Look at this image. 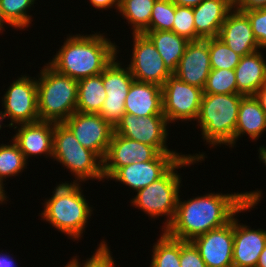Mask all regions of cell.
Masks as SVG:
<instances>
[{"label": "cell", "instance_id": "1", "mask_svg": "<svg viewBox=\"0 0 266 267\" xmlns=\"http://www.w3.org/2000/svg\"><path fill=\"white\" fill-rule=\"evenodd\" d=\"M178 196L173 221L164 230L169 236L192 241L212 229L229 223L236 214L251 210L261 202L262 191L243 193H207L182 200Z\"/></svg>", "mask_w": 266, "mask_h": 267}, {"label": "cell", "instance_id": "2", "mask_svg": "<svg viewBox=\"0 0 266 267\" xmlns=\"http://www.w3.org/2000/svg\"><path fill=\"white\" fill-rule=\"evenodd\" d=\"M104 33L67 36L48 64L74 80L98 75L116 58L118 46Z\"/></svg>", "mask_w": 266, "mask_h": 267}, {"label": "cell", "instance_id": "3", "mask_svg": "<svg viewBox=\"0 0 266 267\" xmlns=\"http://www.w3.org/2000/svg\"><path fill=\"white\" fill-rule=\"evenodd\" d=\"M81 183L57 184L53 195L43 204L41 217L59 232L73 240H78L85 232L88 220L92 216V205L83 195Z\"/></svg>", "mask_w": 266, "mask_h": 267}, {"label": "cell", "instance_id": "4", "mask_svg": "<svg viewBox=\"0 0 266 267\" xmlns=\"http://www.w3.org/2000/svg\"><path fill=\"white\" fill-rule=\"evenodd\" d=\"M204 153L188 154L180 158L161 178L154 181L150 185L137 191V195L132 198L131 205L138 207L142 212L146 213L151 219L166 216L167 220L163 223L162 231H164L173 221L176 213L177 200L180 191L181 176L177 174V170L181 167L201 163L205 159Z\"/></svg>", "mask_w": 266, "mask_h": 267}, {"label": "cell", "instance_id": "5", "mask_svg": "<svg viewBox=\"0 0 266 267\" xmlns=\"http://www.w3.org/2000/svg\"><path fill=\"white\" fill-rule=\"evenodd\" d=\"M241 94H203L196 119L203 141L211 147H234Z\"/></svg>", "mask_w": 266, "mask_h": 267}, {"label": "cell", "instance_id": "6", "mask_svg": "<svg viewBox=\"0 0 266 267\" xmlns=\"http://www.w3.org/2000/svg\"><path fill=\"white\" fill-rule=\"evenodd\" d=\"M37 78L39 120L63 123L76 112L78 81L58 72L48 63Z\"/></svg>", "mask_w": 266, "mask_h": 267}, {"label": "cell", "instance_id": "7", "mask_svg": "<svg viewBox=\"0 0 266 267\" xmlns=\"http://www.w3.org/2000/svg\"><path fill=\"white\" fill-rule=\"evenodd\" d=\"M52 159L70 170L75 176L73 183L104 180L103 160L84 148L63 123L54 124Z\"/></svg>", "mask_w": 266, "mask_h": 267}, {"label": "cell", "instance_id": "8", "mask_svg": "<svg viewBox=\"0 0 266 267\" xmlns=\"http://www.w3.org/2000/svg\"><path fill=\"white\" fill-rule=\"evenodd\" d=\"M20 76L2 97L4 111H0V130L6 117L10 119L7 127L39 121L36 78L26 74Z\"/></svg>", "mask_w": 266, "mask_h": 267}, {"label": "cell", "instance_id": "9", "mask_svg": "<svg viewBox=\"0 0 266 267\" xmlns=\"http://www.w3.org/2000/svg\"><path fill=\"white\" fill-rule=\"evenodd\" d=\"M203 89L183 82L171 75L162 86L163 114L168 123L177 120L196 121L201 105Z\"/></svg>", "mask_w": 266, "mask_h": 267}, {"label": "cell", "instance_id": "10", "mask_svg": "<svg viewBox=\"0 0 266 267\" xmlns=\"http://www.w3.org/2000/svg\"><path fill=\"white\" fill-rule=\"evenodd\" d=\"M117 57L104 69L103 84L106 99L98 113L113 128L125 112V98L135 80L128 67L123 68Z\"/></svg>", "mask_w": 266, "mask_h": 267}, {"label": "cell", "instance_id": "11", "mask_svg": "<svg viewBox=\"0 0 266 267\" xmlns=\"http://www.w3.org/2000/svg\"><path fill=\"white\" fill-rule=\"evenodd\" d=\"M168 121L165 115L137 117L129 113L122 116L114 132L126 138L155 147L160 153H178L166 146Z\"/></svg>", "mask_w": 266, "mask_h": 267}, {"label": "cell", "instance_id": "12", "mask_svg": "<svg viewBox=\"0 0 266 267\" xmlns=\"http://www.w3.org/2000/svg\"><path fill=\"white\" fill-rule=\"evenodd\" d=\"M132 58L128 68L136 81L163 86L172 75L154 44L143 33H133Z\"/></svg>", "mask_w": 266, "mask_h": 267}, {"label": "cell", "instance_id": "13", "mask_svg": "<svg viewBox=\"0 0 266 267\" xmlns=\"http://www.w3.org/2000/svg\"><path fill=\"white\" fill-rule=\"evenodd\" d=\"M63 124L84 147L104 160L114 128L99 114L74 112Z\"/></svg>", "mask_w": 266, "mask_h": 267}, {"label": "cell", "instance_id": "14", "mask_svg": "<svg viewBox=\"0 0 266 267\" xmlns=\"http://www.w3.org/2000/svg\"><path fill=\"white\" fill-rule=\"evenodd\" d=\"M183 156L181 153H159L153 160L119 168L109 180L123 183L137 192L161 178Z\"/></svg>", "mask_w": 266, "mask_h": 267}, {"label": "cell", "instance_id": "15", "mask_svg": "<svg viewBox=\"0 0 266 267\" xmlns=\"http://www.w3.org/2000/svg\"><path fill=\"white\" fill-rule=\"evenodd\" d=\"M159 153L153 146L113 132L107 154L103 160L104 179H109L119 168L133 162L153 160Z\"/></svg>", "mask_w": 266, "mask_h": 267}, {"label": "cell", "instance_id": "16", "mask_svg": "<svg viewBox=\"0 0 266 267\" xmlns=\"http://www.w3.org/2000/svg\"><path fill=\"white\" fill-rule=\"evenodd\" d=\"M207 267H233V219L192 240Z\"/></svg>", "mask_w": 266, "mask_h": 267}, {"label": "cell", "instance_id": "17", "mask_svg": "<svg viewBox=\"0 0 266 267\" xmlns=\"http://www.w3.org/2000/svg\"><path fill=\"white\" fill-rule=\"evenodd\" d=\"M210 72L208 38L189 41L173 75L187 84L203 89Z\"/></svg>", "mask_w": 266, "mask_h": 267}, {"label": "cell", "instance_id": "18", "mask_svg": "<svg viewBox=\"0 0 266 267\" xmlns=\"http://www.w3.org/2000/svg\"><path fill=\"white\" fill-rule=\"evenodd\" d=\"M54 122L36 121L13 126L17 132L11 138L24 154L25 159L36 155L53 156Z\"/></svg>", "mask_w": 266, "mask_h": 267}, {"label": "cell", "instance_id": "19", "mask_svg": "<svg viewBox=\"0 0 266 267\" xmlns=\"http://www.w3.org/2000/svg\"><path fill=\"white\" fill-rule=\"evenodd\" d=\"M218 38L241 57L261 50L248 16L235 8L228 13Z\"/></svg>", "mask_w": 266, "mask_h": 267}, {"label": "cell", "instance_id": "20", "mask_svg": "<svg viewBox=\"0 0 266 267\" xmlns=\"http://www.w3.org/2000/svg\"><path fill=\"white\" fill-rule=\"evenodd\" d=\"M233 218V267H256L266 245V231L251 229Z\"/></svg>", "mask_w": 266, "mask_h": 267}, {"label": "cell", "instance_id": "21", "mask_svg": "<svg viewBox=\"0 0 266 267\" xmlns=\"http://www.w3.org/2000/svg\"><path fill=\"white\" fill-rule=\"evenodd\" d=\"M125 112L137 117L164 115L162 87L134 80L125 98Z\"/></svg>", "mask_w": 266, "mask_h": 267}, {"label": "cell", "instance_id": "22", "mask_svg": "<svg viewBox=\"0 0 266 267\" xmlns=\"http://www.w3.org/2000/svg\"><path fill=\"white\" fill-rule=\"evenodd\" d=\"M233 8L227 0H204L193 7L196 41L218 37L222 24Z\"/></svg>", "mask_w": 266, "mask_h": 267}, {"label": "cell", "instance_id": "23", "mask_svg": "<svg viewBox=\"0 0 266 267\" xmlns=\"http://www.w3.org/2000/svg\"><path fill=\"white\" fill-rule=\"evenodd\" d=\"M234 70L238 94L254 96L266 84V59L260 50L241 57Z\"/></svg>", "mask_w": 266, "mask_h": 267}, {"label": "cell", "instance_id": "24", "mask_svg": "<svg viewBox=\"0 0 266 267\" xmlns=\"http://www.w3.org/2000/svg\"><path fill=\"white\" fill-rule=\"evenodd\" d=\"M264 131H266V114L259 101L255 96H244L240 102L234 146L243 135L247 134L252 141H256L261 138Z\"/></svg>", "mask_w": 266, "mask_h": 267}, {"label": "cell", "instance_id": "25", "mask_svg": "<svg viewBox=\"0 0 266 267\" xmlns=\"http://www.w3.org/2000/svg\"><path fill=\"white\" fill-rule=\"evenodd\" d=\"M143 34L151 40L166 68L173 74L189 41L173 31L150 30Z\"/></svg>", "mask_w": 266, "mask_h": 267}, {"label": "cell", "instance_id": "26", "mask_svg": "<svg viewBox=\"0 0 266 267\" xmlns=\"http://www.w3.org/2000/svg\"><path fill=\"white\" fill-rule=\"evenodd\" d=\"M106 99L103 72L78 81L76 111L98 114Z\"/></svg>", "mask_w": 266, "mask_h": 267}, {"label": "cell", "instance_id": "27", "mask_svg": "<svg viewBox=\"0 0 266 267\" xmlns=\"http://www.w3.org/2000/svg\"><path fill=\"white\" fill-rule=\"evenodd\" d=\"M156 0H119L118 12L131 25L133 33L150 31V20Z\"/></svg>", "mask_w": 266, "mask_h": 267}, {"label": "cell", "instance_id": "28", "mask_svg": "<svg viewBox=\"0 0 266 267\" xmlns=\"http://www.w3.org/2000/svg\"><path fill=\"white\" fill-rule=\"evenodd\" d=\"M150 267H180V239L162 231L153 245Z\"/></svg>", "mask_w": 266, "mask_h": 267}, {"label": "cell", "instance_id": "29", "mask_svg": "<svg viewBox=\"0 0 266 267\" xmlns=\"http://www.w3.org/2000/svg\"><path fill=\"white\" fill-rule=\"evenodd\" d=\"M12 143L0 145V180L13 177L22 173L27 168L28 160L20 151L17 144L11 139Z\"/></svg>", "mask_w": 266, "mask_h": 267}, {"label": "cell", "instance_id": "30", "mask_svg": "<svg viewBox=\"0 0 266 267\" xmlns=\"http://www.w3.org/2000/svg\"><path fill=\"white\" fill-rule=\"evenodd\" d=\"M34 4L35 0H0V10L11 27L24 29L32 22V15L27 12Z\"/></svg>", "mask_w": 266, "mask_h": 267}, {"label": "cell", "instance_id": "31", "mask_svg": "<svg viewBox=\"0 0 266 267\" xmlns=\"http://www.w3.org/2000/svg\"><path fill=\"white\" fill-rule=\"evenodd\" d=\"M208 49L211 70L235 69L240 62L241 56L231 50L218 37L208 38Z\"/></svg>", "mask_w": 266, "mask_h": 267}, {"label": "cell", "instance_id": "32", "mask_svg": "<svg viewBox=\"0 0 266 267\" xmlns=\"http://www.w3.org/2000/svg\"><path fill=\"white\" fill-rule=\"evenodd\" d=\"M203 94H238L235 70H211Z\"/></svg>", "mask_w": 266, "mask_h": 267}, {"label": "cell", "instance_id": "33", "mask_svg": "<svg viewBox=\"0 0 266 267\" xmlns=\"http://www.w3.org/2000/svg\"><path fill=\"white\" fill-rule=\"evenodd\" d=\"M175 3L172 0H156L150 20V30L172 31Z\"/></svg>", "mask_w": 266, "mask_h": 267}, {"label": "cell", "instance_id": "34", "mask_svg": "<svg viewBox=\"0 0 266 267\" xmlns=\"http://www.w3.org/2000/svg\"><path fill=\"white\" fill-rule=\"evenodd\" d=\"M172 31L188 41H196L193 7L175 4V15Z\"/></svg>", "mask_w": 266, "mask_h": 267}, {"label": "cell", "instance_id": "35", "mask_svg": "<svg viewBox=\"0 0 266 267\" xmlns=\"http://www.w3.org/2000/svg\"><path fill=\"white\" fill-rule=\"evenodd\" d=\"M106 241L100 242L95 253L91 255V258L86 259L84 263L81 264L76 257L73 256L70 261H68L73 267H116L115 261L110 253V249L107 246Z\"/></svg>", "mask_w": 266, "mask_h": 267}, {"label": "cell", "instance_id": "36", "mask_svg": "<svg viewBox=\"0 0 266 267\" xmlns=\"http://www.w3.org/2000/svg\"><path fill=\"white\" fill-rule=\"evenodd\" d=\"M242 12H244L250 20L254 37L260 49L266 50V7Z\"/></svg>", "mask_w": 266, "mask_h": 267}, {"label": "cell", "instance_id": "37", "mask_svg": "<svg viewBox=\"0 0 266 267\" xmlns=\"http://www.w3.org/2000/svg\"><path fill=\"white\" fill-rule=\"evenodd\" d=\"M180 267H207L192 241L180 240Z\"/></svg>", "mask_w": 266, "mask_h": 267}, {"label": "cell", "instance_id": "38", "mask_svg": "<svg viewBox=\"0 0 266 267\" xmlns=\"http://www.w3.org/2000/svg\"><path fill=\"white\" fill-rule=\"evenodd\" d=\"M266 7V0H240L234 8L239 11L256 10Z\"/></svg>", "mask_w": 266, "mask_h": 267}, {"label": "cell", "instance_id": "39", "mask_svg": "<svg viewBox=\"0 0 266 267\" xmlns=\"http://www.w3.org/2000/svg\"><path fill=\"white\" fill-rule=\"evenodd\" d=\"M89 1L90 4L94 6L96 9L107 10V8L112 9L114 7V9H116V12L117 10H119V0H89Z\"/></svg>", "mask_w": 266, "mask_h": 267}, {"label": "cell", "instance_id": "40", "mask_svg": "<svg viewBox=\"0 0 266 267\" xmlns=\"http://www.w3.org/2000/svg\"><path fill=\"white\" fill-rule=\"evenodd\" d=\"M3 250L0 252V267H17L16 261L13 260L14 257L8 255V253H2Z\"/></svg>", "mask_w": 266, "mask_h": 267}, {"label": "cell", "instance_id": "41", "mask_svg": "<svg viewBox=\"0 0 266 267\" xmlns=\"http://www.w3.org/2000/svg\"><path fill=\"white\" fill-rule=\"evenodd\" d=\"M255 98L259 101L261 108L266 114V84H264L256 93Z\"/></svg>", "mask_w": 266, "mask_h": 267}, {"label": "cell", "instance_id": "42", "mask_svg": "<svg viewBox=\"0 0 266 267\" xmlns=\"http://www.w3.org/2000/svg\"><path fill=\"white\" fill-rule=\"evenodd\" d=\"M178 6L195 7L204 0H172Z\"/></svg>", "mask_w": 266, "mask_h": 267}, {"label": "cell", "instance_id": "43", "mask_svg": "<svg viewBox=\"0 0 266 267\" xmlns=\"http://www.w3.org/2000/svg\"><path fill=\"white\" fill-rule=\"evenodd\" d=\"M256 267H266V245L265 248L260 253Z\"/></svg>", "mask_w": 266, "mask_h": 267}, {"label": "cell", "instance_id": "44", "mask_svg": "<svg viewBox=\"0 0 266 267\" xmlns=\"http://www.w3.org/2000/svg\"><path fill=\"white\" fill-rule=\"evenodd\" d=\"M5 184L3 183V181L0 180V204L4 203L5 201H7L8 196H6L5 190H4V186ZM7 197V198H6Z\"/></svg>", "mask_w": 266, "mask_h": 267}, {"label": "cell", "instance_id": "45", "mask_svg": "<svg viewBox=\"0 0 266 267\" xmlns=\"http://www.w3.org/2000/svg\"><path fill=\"white\" fill-rule=\"evenodd\" d=\"M258 152H259L258 157L260 161H262V163H264V165L266 166V146L265 147L264 145L260 146Z\"/></svg>", "mask_w": 266, "mask_h": 267}, {"label": "cell", "instance_id": "46", "mask_svg": "<svg viewBox=\"0 0 266 267\" xmlns=\"http://www.w3.org/2000/svg\"><path fill=\"white\" fill-rule=\"evenodd\" d=\"M5 24H7L8 26H10L7 21L5 20V18L2 15V12L0 10V33H2L3 31H5ZM2 31V32H1Z\"/></svg>", "mask_w": 266, "mask_h": 267}, {"label": "cell", "instance_id": "47", "mask_svg": "<svg viewBox=\"0 0 266 267\" xmlns=\"http://www.w3.org/2000/svg\"><path fill=\"white\" fill-rule=\"evenodd\" d=\"M231 5L235 6L240 0H227Z\"/></svg>", "mask_w": 266, "mask_h": 267}, {"label": "cell", "instance_id": "48", "mask_svg": "<svg viewBox=\"0 0 266 267\" xmlns=\"http://www.w3.org/2000/svg\"><path fill=\"white\" fill-rule=\"evenodd\" d=\"M64 267H73L69 262Z\"/></svg>", "mask_w": 266, "mask_h": 267}]
</instances>
